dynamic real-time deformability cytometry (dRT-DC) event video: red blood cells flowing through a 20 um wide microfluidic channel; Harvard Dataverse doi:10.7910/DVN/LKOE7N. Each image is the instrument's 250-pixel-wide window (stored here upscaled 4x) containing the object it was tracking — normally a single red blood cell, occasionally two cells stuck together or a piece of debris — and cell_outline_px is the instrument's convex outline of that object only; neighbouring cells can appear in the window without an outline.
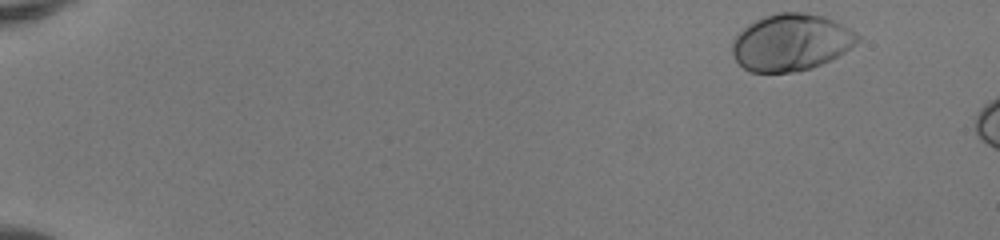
{"species": "human", "species_latin": "Homo sapiens", "temperature_condition": "room temperature", "stored_images_in_passage": 8, "camera_frame_rate_fps": 3000, "um_per_image_px": 0.085, "donor": {"sex": "female"}, "frame": {"image": 1, "passage_image": 1, "time_ms": 0.0, "image_size_px": [1000, 240], "cell_outline_px": [[860, 40], [856, 44], [844, 52], [812, 68], [796, 72], [752, 72], [744, 68], [736, 60], [732, 52], [732, 40], [748, 24], [764, 16], [780, 12], [804, 12], [824, 16], [848, 28], [860, 36]], "centroid_in_image_um": [67.22, 3.6], "position_along_channel_um": 17.8, "area_um2": 41.27}}